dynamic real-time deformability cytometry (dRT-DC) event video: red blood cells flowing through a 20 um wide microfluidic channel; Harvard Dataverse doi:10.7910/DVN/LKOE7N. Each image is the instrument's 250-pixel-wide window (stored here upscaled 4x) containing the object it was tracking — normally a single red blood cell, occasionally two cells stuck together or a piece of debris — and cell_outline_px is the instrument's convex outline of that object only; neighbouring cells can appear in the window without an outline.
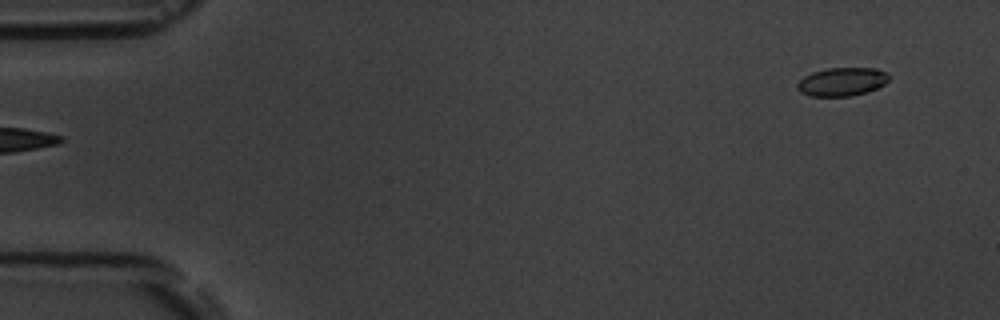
{"species": "common noctule bat (a hibernating species)", "species_latin": "Nyctalus noctula", "temperature_condition": "room temperature", "stored_images_in_passage": 6, "segment_of_instrument_passage": [2, 2], "camera_frame_rate_fps": 3000, "um_per_image_px": 0.085, "animal": {"sex": "male", "body_mass_g": 19.5, "forearm_length_mm": 54.6}, "frame": {"image": 1, "passage_image": 6, "time_ms": 5.667, "image_size_px": [1000, 320], "cell_outline_px": [[888, 80], [884, 84], [868, 92], [852, 96], [812, 96], [800, 92], [796, 88], [796, 84], [804, 76], [812, 72], [828, 68], [876, 68], [888, 72]], "centroid_in_image_um": [71.56, 6.95], "position_along_channel_um": 13.4, "area_um2": 15.26}}